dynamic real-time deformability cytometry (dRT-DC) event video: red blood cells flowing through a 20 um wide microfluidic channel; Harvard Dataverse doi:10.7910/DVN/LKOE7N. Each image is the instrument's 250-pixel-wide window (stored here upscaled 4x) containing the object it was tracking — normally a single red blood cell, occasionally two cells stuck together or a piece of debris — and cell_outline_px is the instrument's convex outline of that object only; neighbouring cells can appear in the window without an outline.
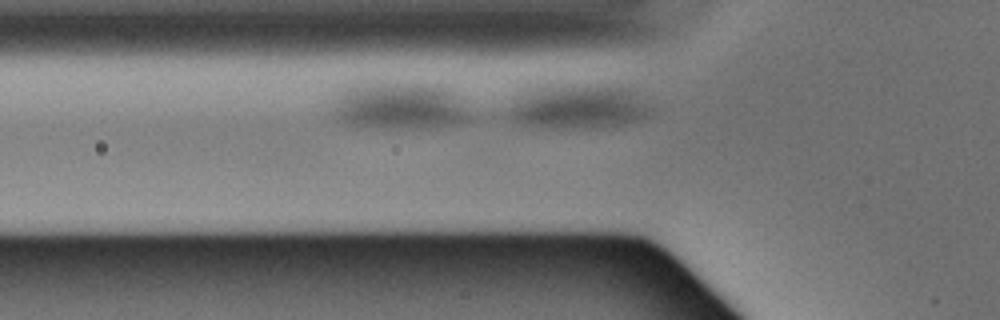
{"species": "Egyptian fruit bat (a non-hibernating species)", "species_latin": "Rousettus aegyptiacus", "temperature_condition": "warm", "stored_images_in_passage": 6, "camera_frame_rate_fps": 3000, "um_per_image_px": 0.085, "animal": {"sex": "male"}, "frame": {"image": 1, "passage_image": 6, "time_ms": 1.667, "image_size_px": [1000, 320], "cell_outline_px": [[652, 112], [648, 116], [640, 120], [624, 124], [596, 128], [552, 128], [524, 124], [512, 120], [504, 116], [500, 112], [500, 108], [516, 88], [524, 84], [584, 80], [624, 84], [632, 88], [652, 108]], "centroid_in_image_um": [48.9, 8.91], "position_along_channel_um": 76.9, "area_um2": 41.91}}